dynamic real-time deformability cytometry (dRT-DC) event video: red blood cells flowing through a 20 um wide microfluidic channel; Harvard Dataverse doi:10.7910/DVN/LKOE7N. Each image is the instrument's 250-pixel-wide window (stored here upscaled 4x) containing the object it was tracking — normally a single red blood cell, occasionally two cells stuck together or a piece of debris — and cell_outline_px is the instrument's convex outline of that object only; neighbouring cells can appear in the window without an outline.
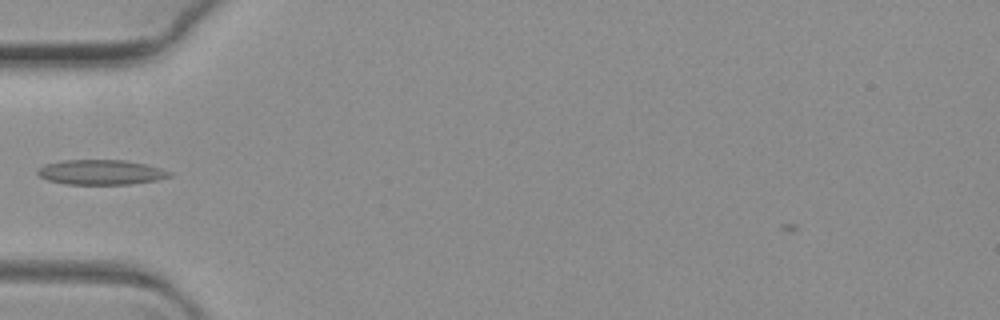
{"species": "common noctule bat (a hibernating species)", "species_latin": "Nyctalus noctula", "temperature_condition": "warm", "stored_images_in_passage": 7, "camera_frame_rate_fps": 3000, "um_per_image_px": 0.085, "animal": {"sex": "female", "body_mass_g": 19.3, "forearm_length_mm": 54.1}, "frame": {"image": 1, "passage_image": 1, "time_ms": 0.0, "image_size_px": [1000, 320], "cell_outline_px": [[172, 176], [156, 180], [128, 184], [64, 184], [48, 180], [40, 176], [36, 172], [36, 168], [44, 164], [64, 160], [124, 160], [144, 164], [160, 168], [172, 172]], "centroid_in_image_um": [8.54, 14.64], "position_along_channel_um": 76.5, "area_um2": 19.13}}
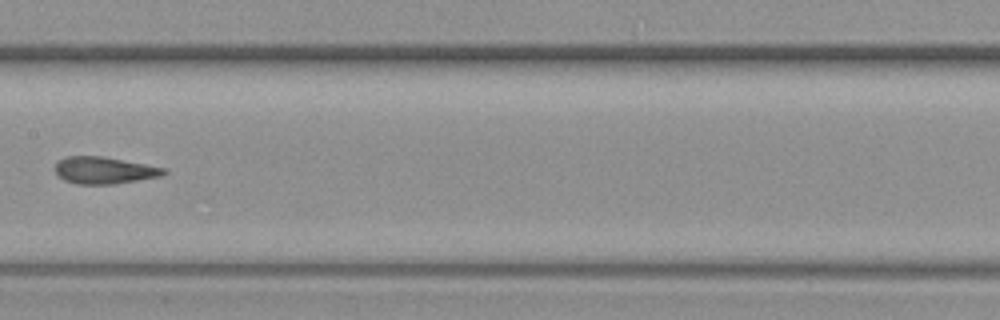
{"frame": {"image": 2, "passage_image": 4, "time_ms": 1.0, "image_size_px": [1000, 320], "cell_outline_px": [[168, 172], [160, 176], [116, 184], [76, 184], [64, 180], [52, 168], [56, 160], [64, 156], [104, 156], [164, 168]], "centroid_in_image_um": [8.78, 14.47], "position_along_channel_um": 198.6, "area_um2": 17.22}}
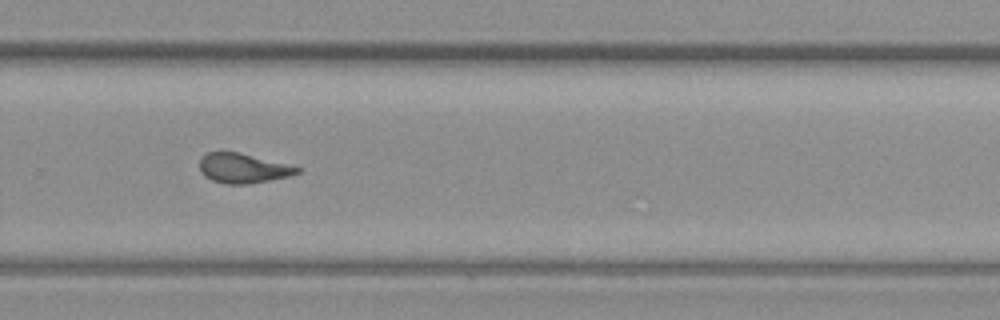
{"frame": {"image": 3, "passage_image": 7, "time_ms": 2.0, "image_size_px": [1000, 320], "cell_outline_px": [[300, 172], [288, 176], [248, 184], [224, 184], [212, 180], [204, 176], [200, 172], [200, 156], [208, 152], [240, 152], [300, 168]], "centroid_in_image_um": [20.58, 14.3], "position_along_channel_um": 309.2, "area_um2": 16.7}}